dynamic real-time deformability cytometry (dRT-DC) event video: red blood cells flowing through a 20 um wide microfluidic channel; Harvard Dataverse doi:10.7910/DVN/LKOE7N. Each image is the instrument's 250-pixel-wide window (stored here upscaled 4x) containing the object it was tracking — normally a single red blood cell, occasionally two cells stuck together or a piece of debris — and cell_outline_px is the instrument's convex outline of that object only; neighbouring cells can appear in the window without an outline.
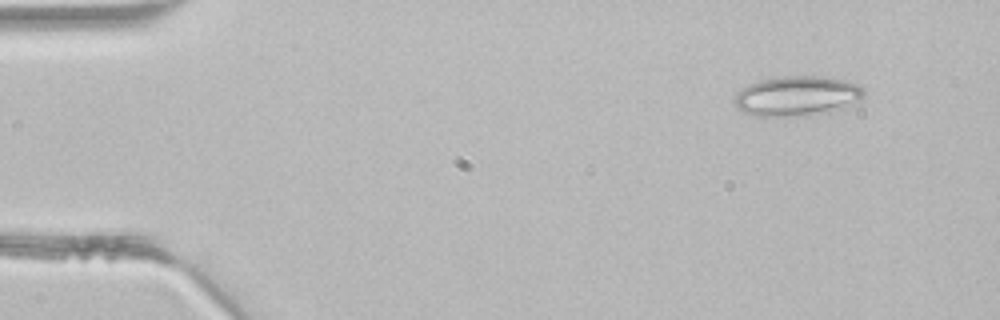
{"species": "common noctule bat (a hibernating species)", "species_latin": "Nyctalus noctula", "temperature_condition": "room temperature", "stored_images_in_passage": 4, "camera_frame_rate_fps": 3000, "um_per_image_px": 0.085, "animal": {"sex": "male", "body_mass_g": 21.5, "forearm_length_mm": 52.0}, "frame": {"image": 1, "passage_image": 1, "time_ms": 0.0, "image_size_px": [1000, 320], "cell_outline_px": [[864, 96], [840, 108], [828, 112], [808, 116], [756, 116], [744, 112], [736, 104], [736, 92], [740, 88], [748, 84], [760, 80], [784, 76], [824, 76], [844, 80], [856, 84], [864, 88]], "centroid_in_image_um": [67.73, 8.15], "position_along_channel_um": 17.3, "area_um2": 29.88}}